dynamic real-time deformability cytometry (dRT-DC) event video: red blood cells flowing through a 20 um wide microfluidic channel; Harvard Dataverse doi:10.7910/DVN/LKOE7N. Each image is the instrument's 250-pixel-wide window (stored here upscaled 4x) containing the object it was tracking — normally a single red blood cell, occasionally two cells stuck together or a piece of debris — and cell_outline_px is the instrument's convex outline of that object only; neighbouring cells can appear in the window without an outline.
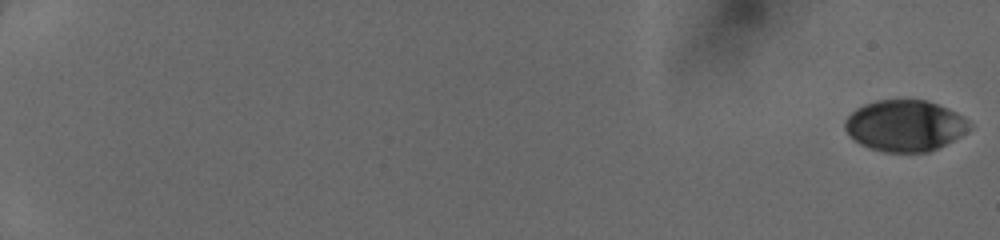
{"species": "human", "species_latin": "Homo sapiens", "temperature_condition": "cold", "stored_images_in_passage": 52, "camera_frame_rate_fps": 3000, "um_per_image_px": 0.085, "donor": {"sex": "female"}, "frame": {"image": 1, "passage_image": 1, "time_ms": 0.0, "image_size_px": [1000, 240], "cell_outline_px": [[972, 128], [960, 136], [928, 152], [884, 152], [860, 144], [844, 128], [844, 120], [856, 108], [864, 104], [876, 100], [924, 100], [948, 108], [964, 116], [972, 124]], "centroid_in_image_um": [76.93, 10.67], "position_along_channel_um": 8.1, "area_um2": 36.99}}
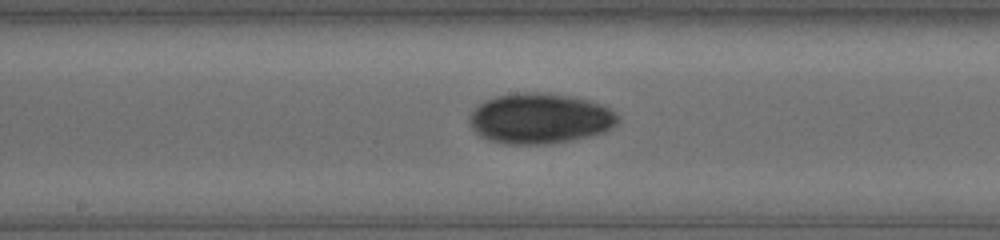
{"frame": {"image": 2, "passage_image": 31, "time_ms": 10.0, "image_size_px": [1000, 240], "cell_outline_px": [[620, 120], [612, 128], [604, 132], [572, 140], [552, 144], [508, 144], [488, 140], [480, 136], [468, 124], [468, 116], [484, 100], [496, 96], [516, 92], [544, 92], [576, 96], [592, 100], [616, 112], [620, 116]], "centroid_in_image_um": [45.91, 10.06], "position_along_channel_um": 202.3, "area_um2": 44.27}}
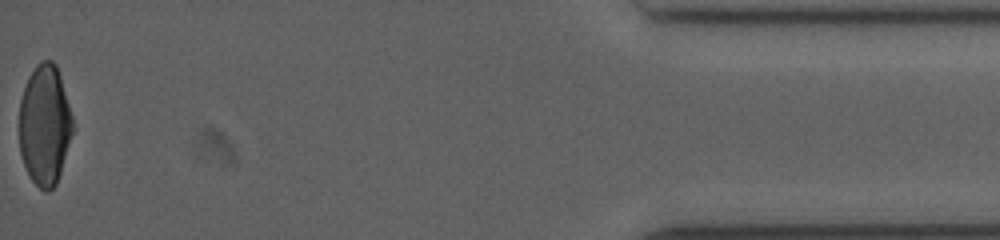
{"frame": {"image": 3, "passage_image": 52, "time_ms": 17.0, "image_size_px": [1000, 240], "cell_outline_px": [[72, 132], [60, 172], [56, 184], [48, 192], [44, 192], [32, 180], [24, 164], [20, 152], [20, 100], [28, 76], [36, 64], [40, 60], [52, 60], [56, 64], [60, 76], [72, 116]], "centroid_in_image_um": [3.79, 10.6], "position_along_channel_um": 431.4, "area_um2": 37.11}}